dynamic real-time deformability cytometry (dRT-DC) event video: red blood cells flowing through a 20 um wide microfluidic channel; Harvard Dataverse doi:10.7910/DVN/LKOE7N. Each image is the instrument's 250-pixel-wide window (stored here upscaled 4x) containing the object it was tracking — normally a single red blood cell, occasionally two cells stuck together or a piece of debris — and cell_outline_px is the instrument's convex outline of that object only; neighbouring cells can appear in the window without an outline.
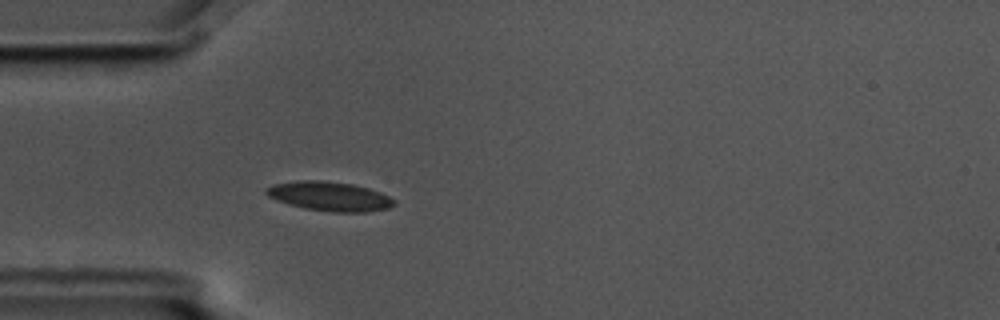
{"species": "common noctule bat (a hibernating species)", "species_latin": "Nyctalus noctula", "temperature_condition": "cold", "stored_images_in_passage": 52, "camera_frame_rate_fps": 3000, "um_per_image_px": 0.085, "animal": {"sex": "male", "body_mass_g": 17.5, "forearm_length_mm": 52.3}, "frame": {"image": 1, "passage_image": 12, "time_ms": 3.667, "image_size_px": [1000, 320], "cell_outline_px": [[396, 204], [388, 208], [364, 212], [332, 212], [304, 208], [288, 204], [276, 200], [268, 196], [264, 192], [264, 188], [272, 184], [300, 180], [320, 180], [352, 184], [368, 188], [380, 192], [396, 200]], "centroid_in_image_um": [27.98, 16.68], "position_along_channel_um": 57.0, "area_um2": 21.91}}
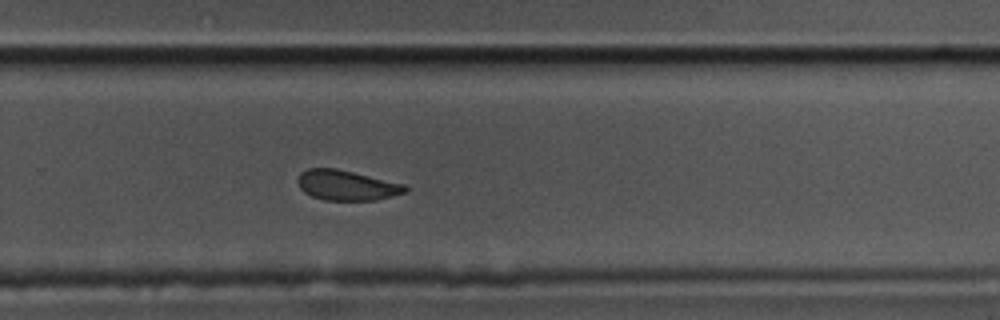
{"frame": {"image": 2, "passage_image": 33, "time_ms": 10.667, "image_size_px": [1000, 320], "cell_outline_px": [[408, 192], [376, 200], [324, 200], [312, 196], [304, 192], [300, 188], [296, 180], [300, 172], [308, 168], [336, 168], [408, 184]], "centroid_in_image_um": [29.5, 15.74], "position_along_channel_um": 300.3, "area_um2": 19.19}}
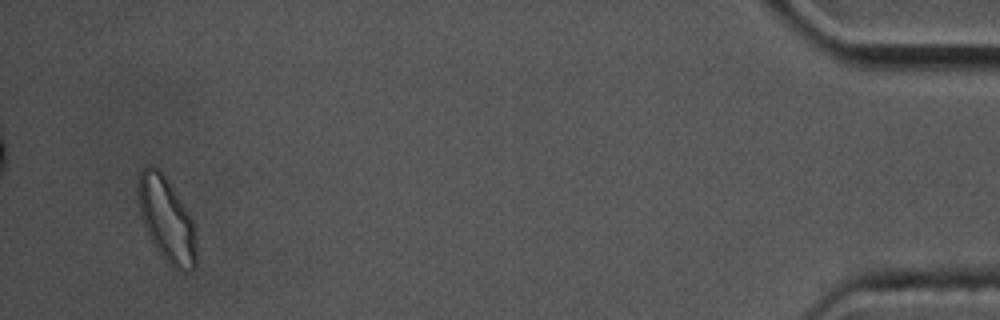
{"frame": {"image": 3, "passage_image": 50, "time_ms": 16.333, "image_size_px": [1000, 320], "cell_outline_px": [[196, 268], [192, 272], [184, 272], [172, 268], [164, 260], [148, 236], [140, 212], [136, 192], [136, 184], [140, 168], [144, 164], [152, 164], [160, 168], [168, 180], [192, 220], [196, 248]], "centroid_in_image_um": [14.11, 18.63], "position_along_channel_um": 421.1, "area_um2": 29.19}, "authors_computed_cell_mechanics": {"area_um2": 20.6924, "velocity_mm_per_s": 3.5406, "shape_relaxation_time_tau1_ms": 3.7484, "shape_relaxation_time_tau2_ms": 2.0004, "deformation_change_tau1": 0.0856, "deformation_change_tau2": 0.0726}}